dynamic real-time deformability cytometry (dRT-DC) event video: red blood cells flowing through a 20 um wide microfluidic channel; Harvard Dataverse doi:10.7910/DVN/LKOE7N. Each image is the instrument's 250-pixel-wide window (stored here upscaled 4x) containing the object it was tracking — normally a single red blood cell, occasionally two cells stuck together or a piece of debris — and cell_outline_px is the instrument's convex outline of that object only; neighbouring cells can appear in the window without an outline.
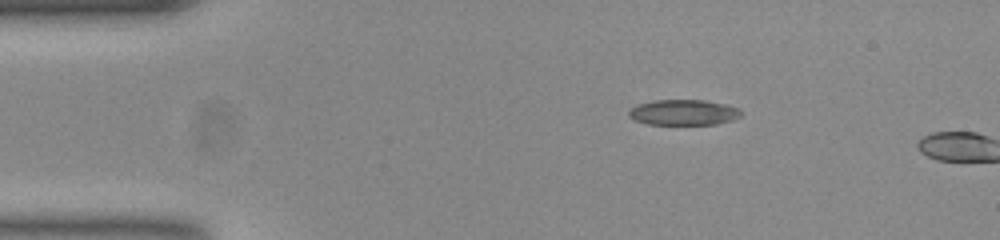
{"species": "common noctule bat (a hibernating species)", "species_latin": "Nyctalus noctula", "temperature_condition": "room temperature", "stored_images_in_passage": 3, "camera_frame_rate_fps": 3000, "um_per_image_px": 0.085, "animal": {"sex": "female", "body_mass_g": 23.0, "forearm_length_mm": 53.4}, "frame": {"image": 1, "passage_image": 1, "time_ms": 0.0, "image_size_px": [1000, 240], "cell_outline_px": [[740, 116], [732, 120], [716, 124], [648, 124], [636, 120], [628, 116], [628, 112], [636, 104], [656, 100], [704, 100], [724, 104], [740, 108]], "centroid_in_image_um": [58.09, 9.55], "position_along_channel_um": 26.9, "area_um2": 16.59}}